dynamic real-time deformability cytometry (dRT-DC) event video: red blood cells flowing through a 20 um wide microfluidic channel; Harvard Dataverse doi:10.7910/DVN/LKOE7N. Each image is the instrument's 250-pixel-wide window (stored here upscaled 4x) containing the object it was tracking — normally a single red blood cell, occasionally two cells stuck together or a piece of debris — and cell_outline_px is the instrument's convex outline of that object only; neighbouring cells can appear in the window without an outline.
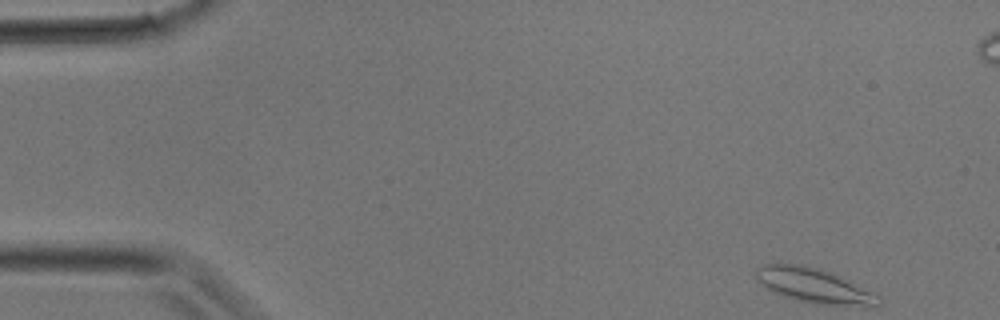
{"species": "common noctule bat (a hibernating species)", "species_latin": "Nyctalus noctula", "temperature_condition": "room temperature", "stored_images_in_passage": 9, "camera_frame_rate_fps": 3000, "um_per_image_px": 0.085, "animal": {"sex": "male", "body_mass_g": 17.9}, "frame": {"image": 1, "passage_image": 1, "time_ms": 0.0, "image_size_px": [1000, 320], "cell_outline_px": [[880, 304], [816, 304], [796, 300], [780, 296], [760, 284], [756, 276], [756, 268], [764, 264], [804, 264], [820, 268], [840, 276], [880, 296]], "centroid_in_image_um": [69.09, 24.24], "position_along_channel_um": 15.9, "area_um2": 24.28}}